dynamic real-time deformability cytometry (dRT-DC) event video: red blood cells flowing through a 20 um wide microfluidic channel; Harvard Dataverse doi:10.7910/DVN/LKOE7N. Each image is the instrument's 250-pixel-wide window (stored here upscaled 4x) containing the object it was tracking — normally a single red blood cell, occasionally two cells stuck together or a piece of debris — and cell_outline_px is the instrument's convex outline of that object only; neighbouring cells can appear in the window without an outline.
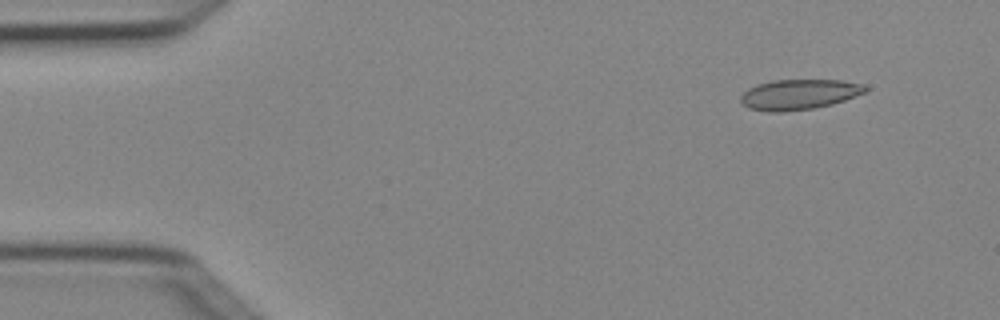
{"species": "Egyptian fruit bat (a non-hibernating species)", "species_latin": "Rousettus aegyptiacus", "temperature_condition": "cold", "stored_images_in_passage": 3, "camera_frame_rate_fps": 3000, "um_per_image_px": 0.085, "animal": {"sex": "female"}, "frame": {"image": 1, "passage_image": 1, "time_ms": 0.0, "image_size_px": [1000, 320], "cell_outline_px": [[868, 92], [832, 104], [812, 108], [784, 112], [768, 112], [748, 108], [740, 100], [740, 96], [748, 88], [756, 84], [772, 80], [840, 80], [864, 84], [868, 88]], "centroid_in_image_um": [67.92, 8.02], "position_along_channel_um": 17.1, "area_um2": 22.14}}
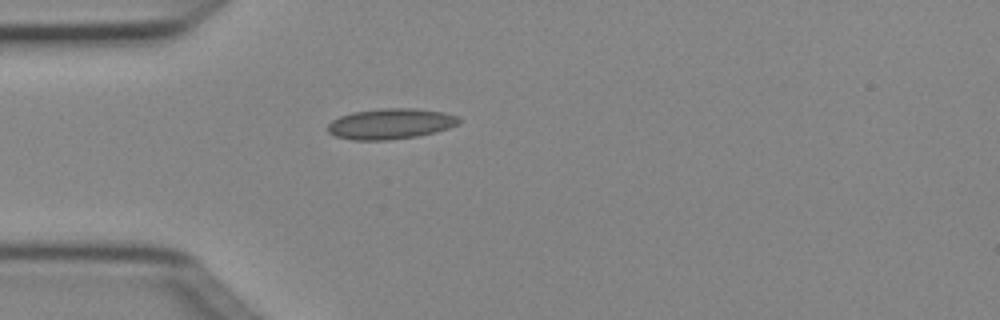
{"frame": {"image": 2, "passage_image": 3, "time_ms": 0.667, "image_size_px": [1000, 320], "cell_outline_px": [[460, 124], [436, 132], [416, 136], [388, 140], [352, 140], [336, 136], [328, 132], [328, 124], [332, 120], [340, 116], [352, 112], [380, 108], [416, 108], [444, 112], [456, 116], [460, 120]], "centroid_in_image_um": [33.19, 10.51], "position_along_channel_um": 51.8, "area_um2": 23.47}}